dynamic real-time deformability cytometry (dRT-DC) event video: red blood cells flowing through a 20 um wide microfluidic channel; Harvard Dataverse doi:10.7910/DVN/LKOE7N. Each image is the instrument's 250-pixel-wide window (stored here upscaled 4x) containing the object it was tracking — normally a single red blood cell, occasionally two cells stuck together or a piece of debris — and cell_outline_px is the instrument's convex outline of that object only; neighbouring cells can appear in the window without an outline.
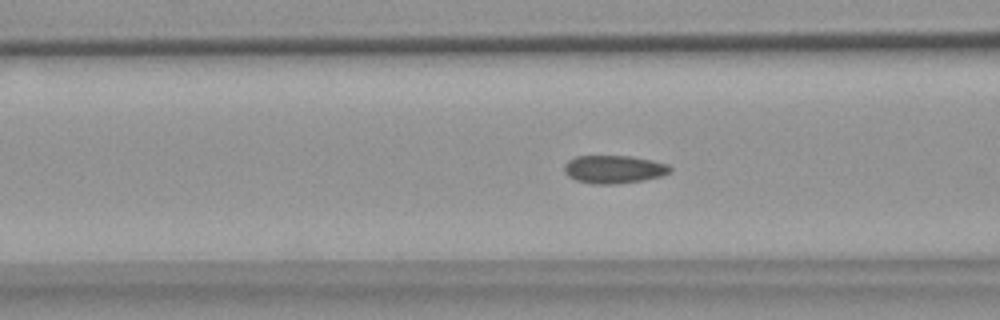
{"species": "common noctule bat (a hibernating species)", "species_latin": "Nyctalus noctula", "temperature_condition": "warm", "stored_images_in_passage": 38, "camera_frame_rate_fps": 3000, "um_per_image_px": 0.085, "animal": {"sex": "female", "body_mass_g": 18.4}, "frame": {"image": 1, "passage_image": 4, "time_ms": 1.0, "image_size_px": [1000, 320], "cell_outline_px": [[672, 172], [660, 176], [640, 180], [612, 184], [592, 184], [576, 180], [568, 176], [564, 172], [564, 164], [568, 160], [576, 156], [632, 156], [652, 160], [668, 164], [672, 168]], "centroid_in_image_um": [52.16, 14.38], "position_along_channel_um": 114.4, "area_um2": 17.28}}
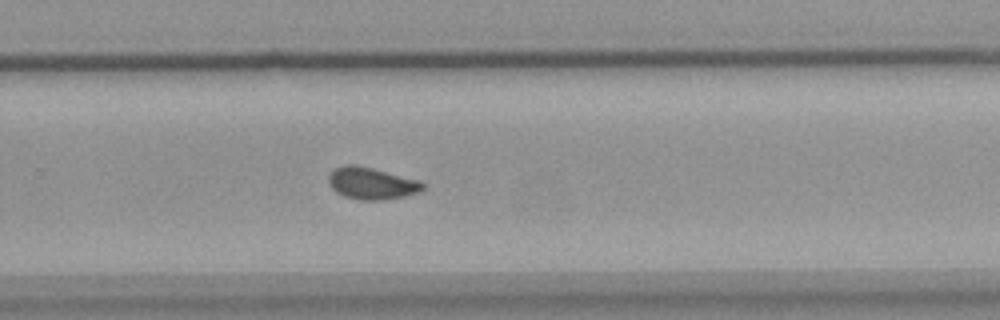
{"frame": {"image": 2, "passage_image": 19, "time_ms": 6.0, "image_size_px": [1000, 320], "cell_outline_px": [[424, 188], [416, 192], [404, 196], [384, 200], [360, 200], [344, 196], [336, 192], [328, 184], [328, 176], [336, 168], [348, 164], [356, 164], [420, 180], [424, 184]], "centroid_in_image_um": [31.57, 15.58], "position_along_channel_um": 298.2, "area_um2": 17.46}}
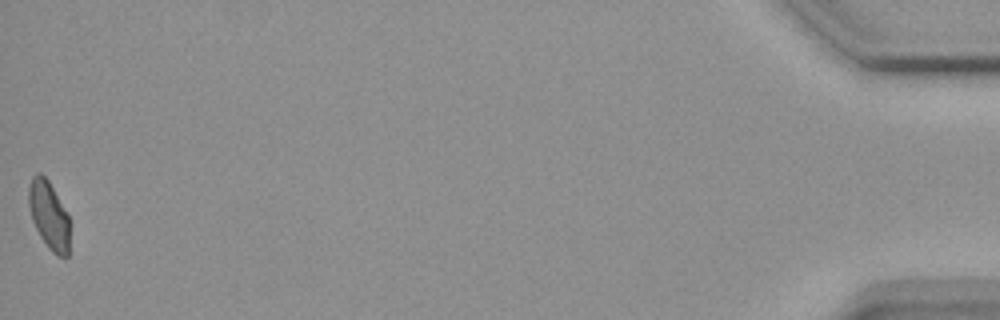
{"frame": {"image": 3, "passage_image": 38, "time_ms": 12.333, "image_size_px": [1000, 320], "cell_outline_px": [[68, 256], [56, 256], [48, 248], [40, 236], [32, 220], [28, 204], [28, 188], [32, 176], [36, 172], [40, 172], [48, 180], [68, 216]], "centroid_in_image_um": [4.12, 18.28], "position_along_channel_um": 431.1, "area_um2": 16.01}}